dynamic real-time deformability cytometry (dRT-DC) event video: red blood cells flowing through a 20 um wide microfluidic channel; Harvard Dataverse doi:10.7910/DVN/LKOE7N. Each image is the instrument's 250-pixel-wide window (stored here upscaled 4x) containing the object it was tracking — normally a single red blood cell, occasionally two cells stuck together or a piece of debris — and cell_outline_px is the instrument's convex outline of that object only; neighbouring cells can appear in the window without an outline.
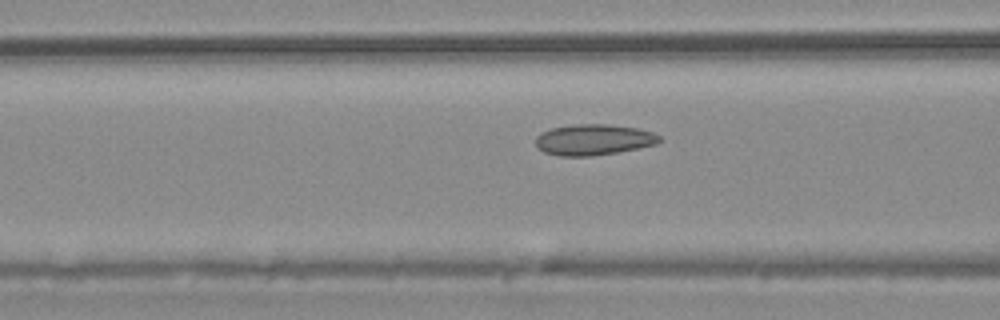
{"species": "common noctule bat (a hibernating species)", "species_latin": "Nyctalus noctula", "temperature_condition": "warm", "stored_images_in_passage": 55, "camera_frame_rate_fps": 3000, "um_per_image_px": 0.085, "animal": {"sex": "male", "body_mass_g": 20.4}, "frame": {"image": 1, "passage_image": 22, "time_ms": 7.0, "image_size_px": [1000, 320], "cell_outline_px": [[664, 140], [656, 144], [620, 152], [592, 156], [560, 156], [544, 152], [536, 148], [536, 136], [540, 132], [552, 128], [576, 124], [608, 124], [636, 128], [652, 132], [660, 136]], "centroid_in_image_um": [50.45, 11.88], "position_along_channel_um": 116.1, "area_um2": 22.48}}
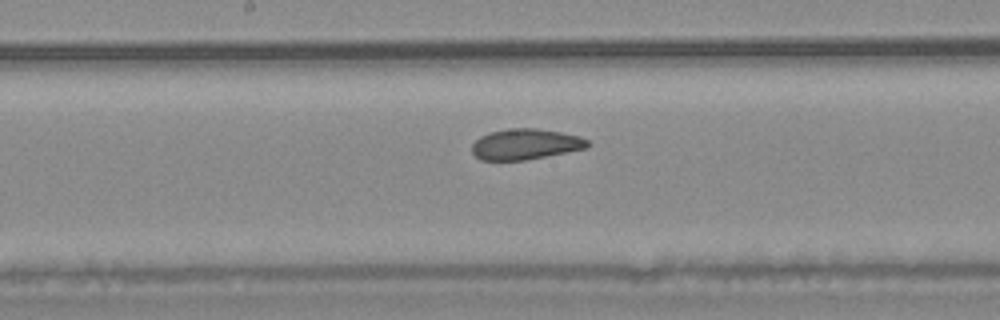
{"frame": {"image": 2, "passage_image": 29, "time_ms": 9.333, "image_size_px": [1000, 320], "cell_outline_px": [[592, 144], [588, 148], [568, 152], [524, 160], [480, 160], [472, 152], [472, 144], [480, 136], [492, 132], [508, 128], [536, 128], [560, 132], [580, 136], [588, 140]], "centroid_in_image_um": [44.7, 12.25], "position_along_channel_um": 203.5, "area_um2": 20.75}}
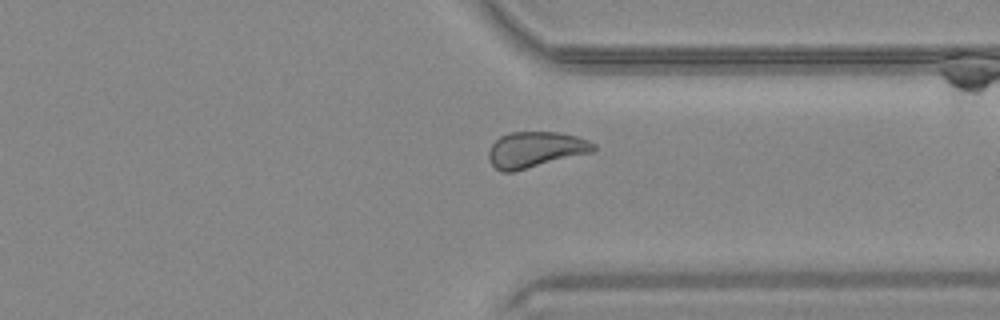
{"frame": {"image": 3, "passage_image": 42, "time_ms": 13.667, "image_size_px": [1000, 320], "cell_outline_px": [[596, 148], [592, 152], [512, 172], [500, 172], [492, 164], [488, 156], [488, 152], [492, 144], [500, 136], [508, 132], [560, 132], [576, 136], [588, 140], [596, 144]], "centroid_in_image_um": [45.5, 12.71], "position_along_channel_um": 365.9, "area_um2": 21.85}, "authors_computed_cell_mechanics": {"area_um2": 22.4842, "velocity_mm_per_s": 3.7516, "shape_relaxation_time_tau1_ms": null, "shape_relaxation_time_tau2_ms": 1.4348, "deformation_change_tau1": null, "deformation_change_tau2": 0.0582}}